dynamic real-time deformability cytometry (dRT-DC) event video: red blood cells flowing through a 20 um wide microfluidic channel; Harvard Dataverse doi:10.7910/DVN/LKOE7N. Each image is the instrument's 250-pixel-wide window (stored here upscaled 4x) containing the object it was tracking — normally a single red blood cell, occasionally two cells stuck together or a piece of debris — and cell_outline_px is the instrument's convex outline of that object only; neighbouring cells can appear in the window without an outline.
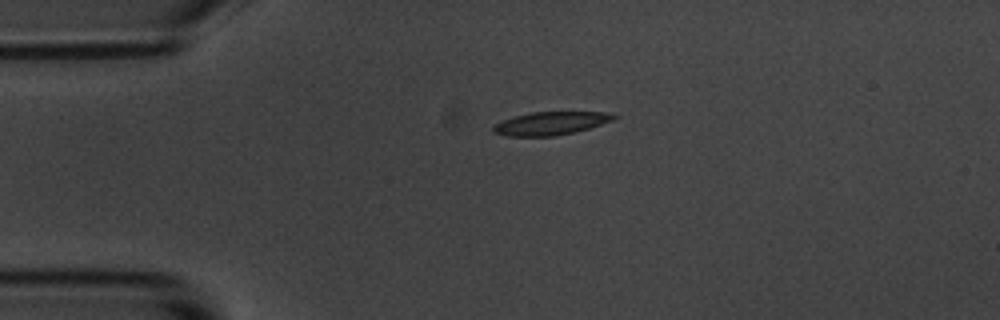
{"species": "common noctule bat (a hibernating species)", "species_latin": "Nyctalus noctula", "temperature_condition": "room temperature", "stored_images_in_passage": 45, "camera_frame_rate_fps": 3000, "um_per_image_px": 0.085, "animal": {"sex": "male", "body_mass_g": 20.1, "forearm_length_mm": 53.5}, "frame": {"image": 1, "passage_image": 1, "time_ms": 0.0, "image_size_px": [1000, 320], "cell_outline_px": [[620, 116], [612, 120], [588, 128], [556, 136], [508, 136], [492, 132], [492, 128], [496, 124], [504, 120], [516, 116], [532, 112], [612, 112]], "centroid_in_image_um": [46.84, 10.48], "position_along_channel_um": 38.2, "area_um2": 16.07}}
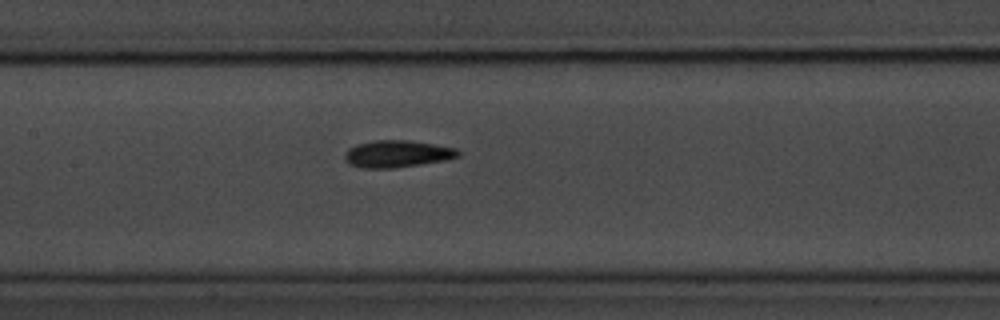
{"frame": {"image": 2, "passage_image": 15, "time_ms": 4.667, "image_size_px": [1000, 320], "cell_outline_px": [[460, 156], [444, 160], [420, 164], [392, 168], [364, 168], [348, 164], [344, 160], [344, 152], [348, 148], [356, 144], [376, 140], [408, 140], [456, 148], [460, 152]], "centroid_in_image_um": [33.71, 13.07], "position_along_channel_um": 173.7, "area_um2": 17.86}}
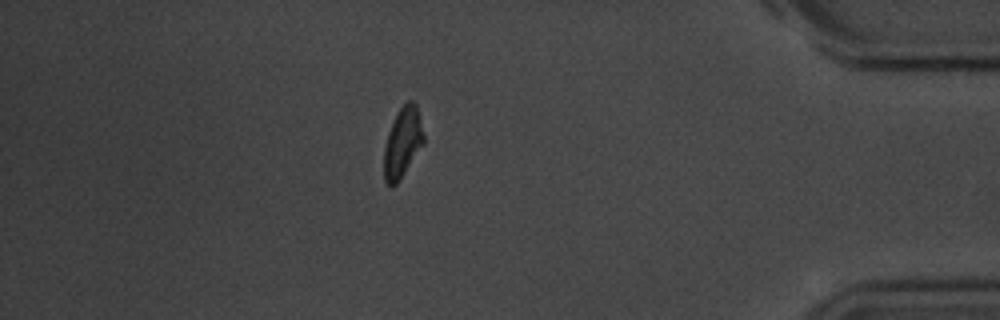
{"frame": {"image": 3, "passage_image": 38, "time_ms": 12.333, "image_size_px": [1000, 320], "cell_outline_px": [[424, 144], [400, 180], [392, 188], [384, 180], [384, 148], [388, 132], [392, 120], [396, 112], [408, 100], [412, 100], [416, 104], [424, 136]], "centroid_in_image_um": [34.21, 12.12], "position_along_channel_um": 401.0, "area_um2": 16.36}, "authors_computed_cell_mechanics": {"area_um2": 16.8198, "velocity_mm_per_s": 3.4983, "shape_relaxation_time_tau1_ms": 3.1641, "shape_relaxation_time_tau2_ms": 4.5254, "deformation_change_tau1": 0.1202, "deformation_change_tau2": 0.1046}}